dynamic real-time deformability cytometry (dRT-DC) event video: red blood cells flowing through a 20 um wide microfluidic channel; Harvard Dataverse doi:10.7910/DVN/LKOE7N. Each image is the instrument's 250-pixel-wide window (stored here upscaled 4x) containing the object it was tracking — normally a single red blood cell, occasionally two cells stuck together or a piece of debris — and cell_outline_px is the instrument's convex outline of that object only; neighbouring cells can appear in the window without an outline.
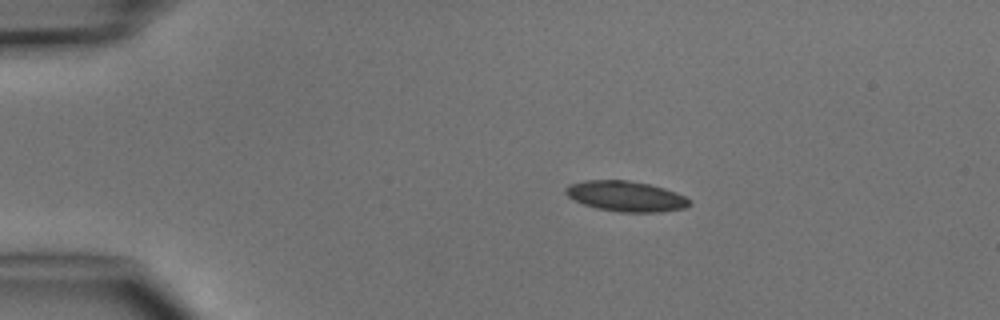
{"species": "common noctule bat (a hibernating species)", "species_latin": "Nyctalus noctula", "temperature_condition": "cold", "stored_images_in_passage": 5, "camera_frame_rate_fps": 3000, "um_per_image_px": 0.085, "animal": {"sex": "male", "body_mass_g": 15.6}, "frame": {"image": 1, "passage_image": 2, "time_ms": 1.0, "image_size_px": [1000, 320], "cell_outline_px": [[692, 204], [684, 208], [660, 212], [620, 212], [596, 208], [584, 204], [568, 196], [564, 192], [564, 188], [568, 184], [584, 180], [628, 180], [648, 184], [664, 188], [676, 192], [692, 200]], "centroid_in_image_um": [53.2, 16.68], "position_along_channel_um": 31.8, "area_um2": 22.02}}
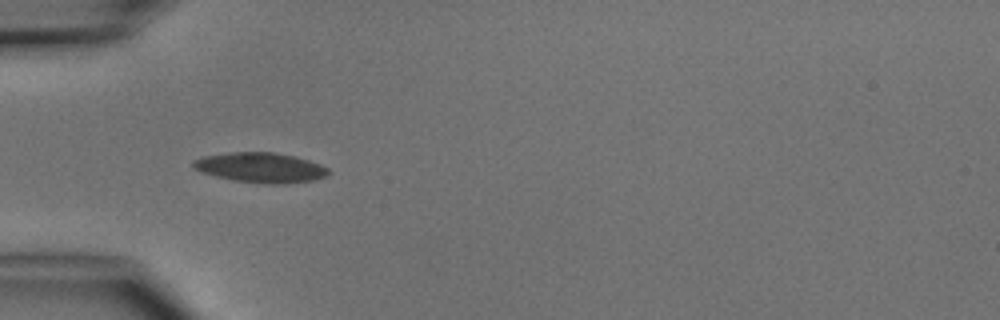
{"frame": {"image": 2, "passage_image": 3, "time_ms": 3.0, "image_size_px": [1000, 320], "cell_outline_px": [[328, 176], [312, 180], [284, 184], [268, 184], [236, 180], [216, 176], [192, 168], [192, 160], [204, 156], [228, 152], [272, 152], [296, 156], [320, 164], [328, 168]], "centroid_in_image_um": [22.15, 14.23], "position_along_channel_um": 62.8, "area_um2": 23.52}}
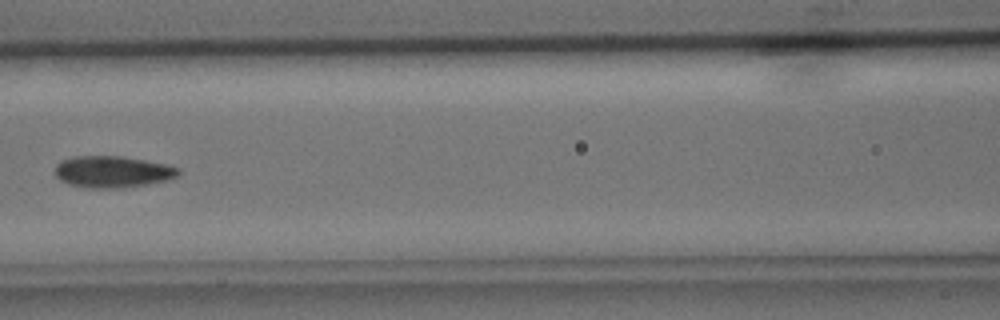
{"frame": {"image": 3, "passage_image": 5, "time_ms": 5.333, "image_size_px": [1000, 320], "cell_outline_px": [[180, 172], [176, 176], [168, 180], [148, 184], [124, 188], [84, 188], [68, 184], [60, 180], [56, 176], [56, 164], [60, 160], [72, 156], [120, 156], [168, 164], [180, 168]], "centroid_in_image_um": [9.55, 14.6], "position_along_channel_um": 157.0, "area_um2": 23.0}}